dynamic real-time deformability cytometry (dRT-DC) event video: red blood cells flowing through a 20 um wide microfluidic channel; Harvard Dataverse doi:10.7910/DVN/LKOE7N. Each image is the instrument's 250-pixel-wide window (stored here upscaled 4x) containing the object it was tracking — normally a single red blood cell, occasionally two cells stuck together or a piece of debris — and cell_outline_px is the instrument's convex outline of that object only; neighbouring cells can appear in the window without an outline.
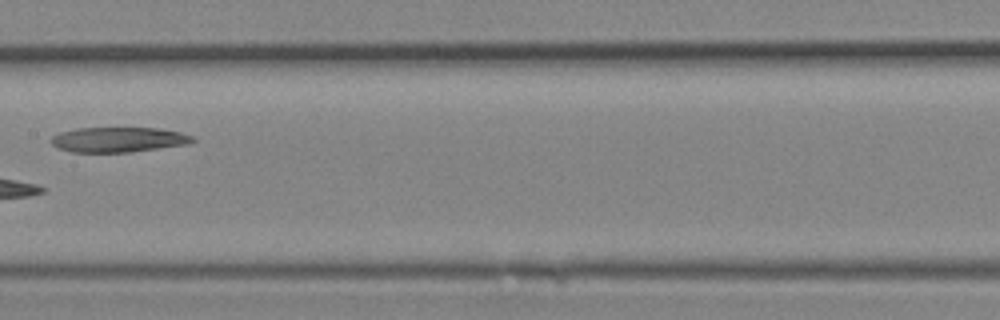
{"species": "Egyptian fruit bat (a non-hibernating species)", "species_latin": "Rousettus aegyptiacus", "temperature_condition": "room temperature", "stored_images_in_passage": 17, "segment_of_instrument_passage": [1, 2], "camera_frame_rate_fps": 3000, "um_per_image_px": 0.085, "animal": {"sex": "female"}, "frame": {"image": 1, "passage_image": 8, "time_ms": 2.333, "image_size_px": [1000, 320], "cell_outline_px": [[196, 140], [188, 144], [132, 152], [72, 152], [60, 148], [52, 144], [48, 140], [52, 136], [60, 132], [76, 128], [160, 128], [180, 132], [196, 136]], "centroid_in_image_um": [10.09, 11.86], "position_along_channel_um": 197.3, "area_um2": 20.81}}